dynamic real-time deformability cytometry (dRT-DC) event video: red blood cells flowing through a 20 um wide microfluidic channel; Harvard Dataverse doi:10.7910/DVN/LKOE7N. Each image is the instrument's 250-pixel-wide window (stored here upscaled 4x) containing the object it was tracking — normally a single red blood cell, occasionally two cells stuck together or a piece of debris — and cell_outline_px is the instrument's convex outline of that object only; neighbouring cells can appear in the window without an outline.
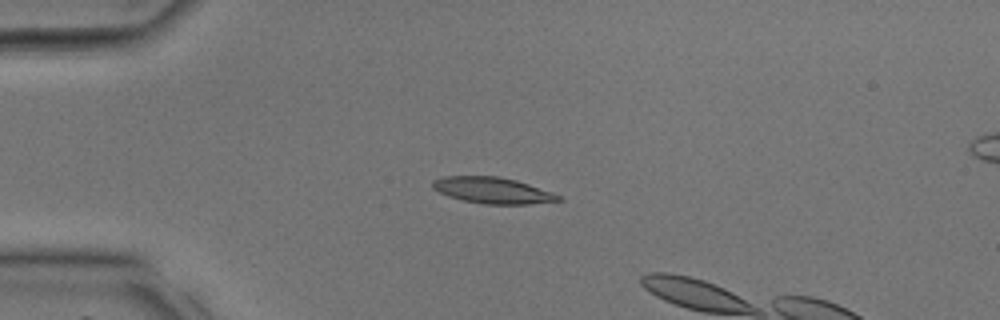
{"species": "common noctule bat (a hibernating species)", "species_latin": "Nyctalus noctula", "temperature_condition": "room temperature", "stored_images_in_passage": 3, "camera_frame_rate_fps": 3000, "um_per_image_px": 0.085, "animal": {"sex": "male", "body_mass_g": 17.9, "forearm_length_mm": 54.2}, "frame": {"image": 1, "passage_image": 1, "time_ms": 0.0, "image_size_px": [1000, 320], "cell_outline_px": [[564, 200], [528, 204], [484, 204], [464, 200], [448, 196], [432, 188], [432, 180], [444, 176], [500, 176], [516, 180], [552, 192], [560, 196]], "centroid_in_image_um": [41.86, 16.17], "position_along_channel_um": 43.1, "area_um2": 19.13}}